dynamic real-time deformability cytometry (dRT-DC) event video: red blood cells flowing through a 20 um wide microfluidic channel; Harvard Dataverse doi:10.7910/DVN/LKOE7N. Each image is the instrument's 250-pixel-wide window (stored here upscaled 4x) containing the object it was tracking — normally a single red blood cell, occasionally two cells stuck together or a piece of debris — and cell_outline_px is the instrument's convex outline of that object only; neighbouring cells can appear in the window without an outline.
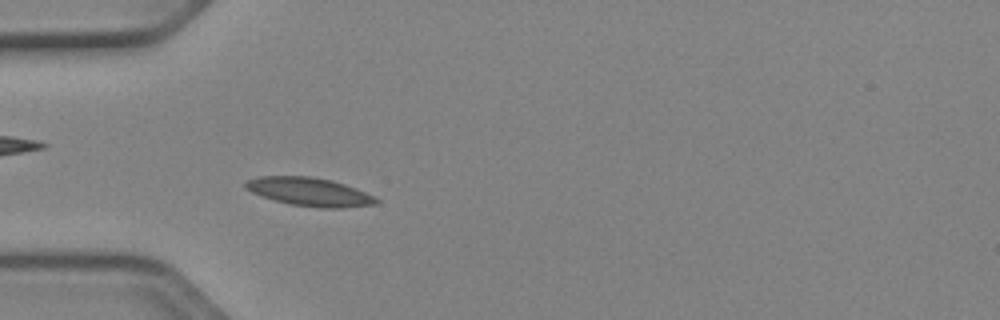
{"species": "Egyptian fruit bat (a non-hibernating species)", "species_latin": "Rousettus aegyptiacus", "temperature_condition": "cold", "stored_images_in_passage": 50, "camera_frame_rate_fps": 3000, "um_per_image_px": 0.085, "animal": {"sex": "female"}, "frame": {"image": 1, "passage_image": 14, "time_ms": 4.333, "image_size_px": [1000, 320], "cell_outline_px": [[380, 200], [376, 204], [340, 208], [320, 208], [292, 204], [260, 196], [244, 188], [244, 184], [248, 180], [256, 176], [308, 176], [332, 180], [356, 188]], "centroid_in_image_um": [26.27, 16.3], "position_along_channel_um": 58.7, "area_um2": 21.5}}
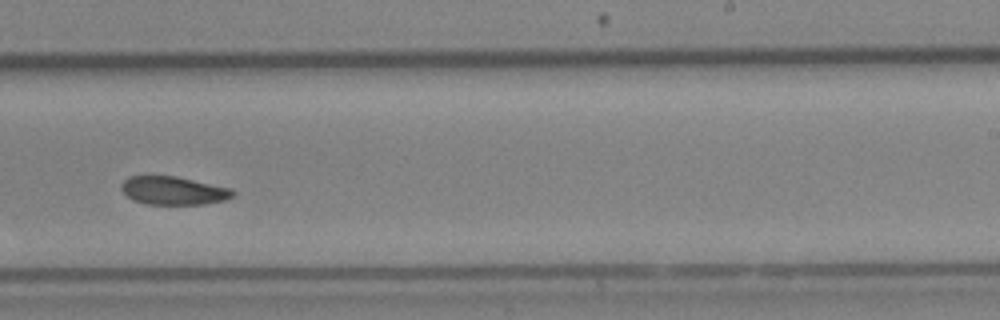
{"frame": {"image": 2, "passage_image": 31, "time_ms": 10.0, "image_size_px": [1000, 320], "cell_outline_px": [[236, 192], [232, 196], [224, 200], [204, 204], [148, 204], [132, 200], [120, 188], [120, 184], [128, 176], [176, 176], [232, 188]], "centroid_in_image_um": [14.74, 16.19], "position_along_channel_um": 274.3, "area_um2": 18.38}}
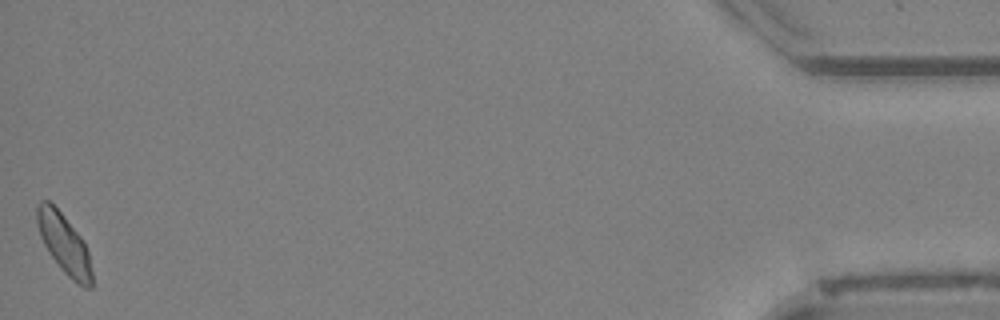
{"frame": {"image": 3, "passage_image": 50, "time_ms": 16.333, "image_size_px": [1000, 320], "cell_outline_px": [[92, 288], [84, 288], [72, 280], [60, 268], [44, 244], [40, 236], [36, 224], [36, 204], [40, 200], [48, 200], [60, 212], [84, 240], [88, 252], [92, 272]], "centroid_in_image_um": [5.44, 20.72], "position_along_channel_um": 429.8, "area_um2": 19.07}, "authors_computed_cell_mechanics": {"area_um2": 19.1029, "velocity_mm_per_s": 3.8971, "shape_relaxation_time_tau1_ms": 3.6733, "shape_relaxation_time_tau2_ms": 3.9731, "deformation_change_tau1": 0.11, "deformation_change_tau2": 0.0833}}